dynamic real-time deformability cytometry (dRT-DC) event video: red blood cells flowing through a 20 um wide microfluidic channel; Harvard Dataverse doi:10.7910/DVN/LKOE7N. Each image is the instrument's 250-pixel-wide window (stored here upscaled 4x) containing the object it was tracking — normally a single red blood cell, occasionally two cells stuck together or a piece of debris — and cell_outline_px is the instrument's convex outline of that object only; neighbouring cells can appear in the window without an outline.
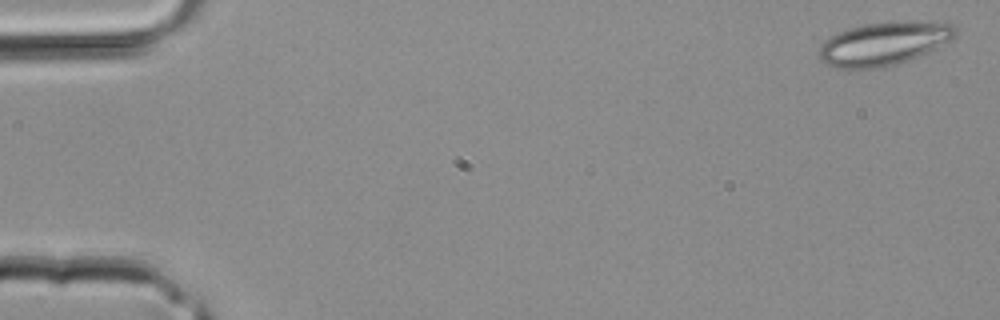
{"species": "common noctule bat (a hibernating species)", "species_latin": "Nyctalus noctula", "temperature_condition": "room temperature", "stored_images_in_passage": 2, "camera_frame_rate_fps": 3000, "um_per_image_px": 0.085, "animal": {"sex": "male", "body_mass_g": 20.4}, "frame": {"image": 1, "passage_image": 1, "time_ms": 0.0, "image_size_px": [1000, 320], "cell_outline_px": [[956, 36], [928, 52], [908, 60], [896, 64], [876, 68], [836, 68], [824, 64], [820, 60], [820, 48], [824, 40], [836, 32], [848, 28], [864, 24], [900, 20], [948, 20], [956, 28]], "centroid_in_image_um": [75.17, 3.66], "position_along_channel_um": 9.8, "area_um2": 35.03}}